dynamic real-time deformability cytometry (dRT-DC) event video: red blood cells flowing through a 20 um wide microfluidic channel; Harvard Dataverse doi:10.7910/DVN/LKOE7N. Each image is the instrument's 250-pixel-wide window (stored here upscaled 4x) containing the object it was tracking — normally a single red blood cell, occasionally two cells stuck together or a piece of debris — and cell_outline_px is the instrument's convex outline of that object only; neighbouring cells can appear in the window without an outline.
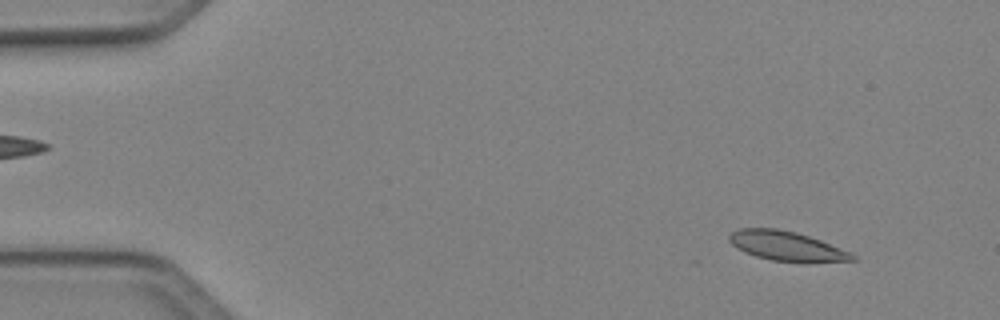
{"species": "Egyptian fruit bat (a non-hibernating species)", "species_latin": "Rousettus aegyptiacus", "temperature_condition": "cold", "stored_images_in_passage": 49, "camera_frame_rate_fps": 3000, "um_per_image_px": 0.085, "animal": {"sex": "female"}, "frame": {"image": 1, "passage_image": 4, "time_ms": 1.0, "image_size_px": [1000, 320], "cell_outline_px": [[856, 260], [804, 264], [772, 260], [756, 256], [744, 252], [736, 248], [728, 240], [728, 236], [732, 232], [740, 228], [776, 228], [796, 232], [820, 240], [852, 252], [856, 256]], "centroid_in_image_um": [66.9, 20.94], "position_along_channel_um": 18.1, "area_um2": 21.68}}
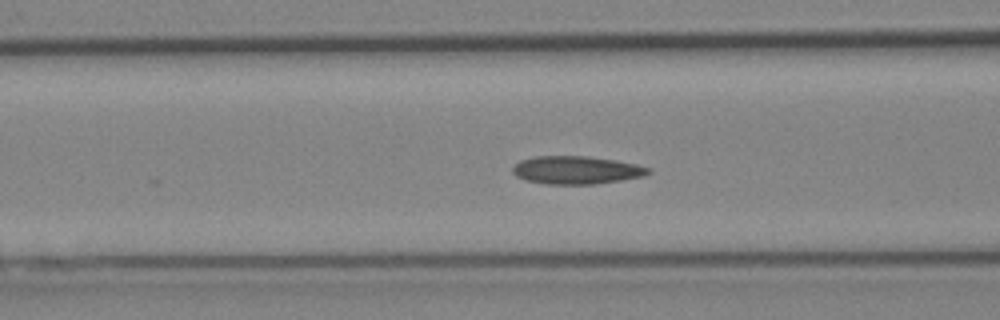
{"frame": {"image": 2, "passage_image": 19, "time_ms": 6.0, "image_size_px": [1000, 320], "cell_outline_px": [[652, 172], [644, 176], [596, 184], [548, 184], [528, 180], [516, 176], [512, 172], [512, 168], [520, 160], [536, 156], [588, 156], [616, 160], [636, 164], [652, 168]], "centroid_in_image_um": [49.03, 14.45], "position_along_channel_um": 117.6, "area_um2": 22.14}}
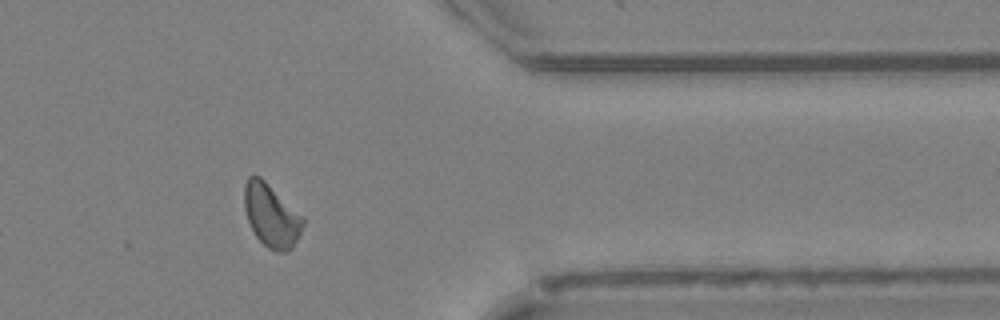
{"frame": {"image": 3, "passage_image": 40, "time_ms": 13.0, "image_size_px": [1000, 320], "cell_outline_px": [[304, 224], [292, 248], [284, 252], [276, 252], [268, 248], [256, 236], [248, 220], [244, 208], [244, 184], [248, 176], [260, 176], [304, 216]], "centroid_in_image_um": [23.06, 18.3], "position_along_channel_um": 388.3, "area_um2": 21.5}, "authors_computed_cell_mechanics": {"area_um2": 21.2704, "velocity_mm_per_s": 4.0891, "shape_relaxation_time_tau1_ms": null, "shape_relaxation_time_tau2_ms": 6.3529, "deformation_change_tau1": null, "deformation_change_tau2": 0.1235}}